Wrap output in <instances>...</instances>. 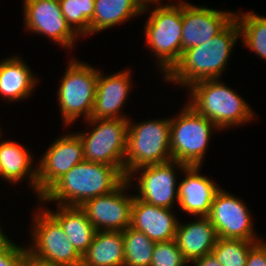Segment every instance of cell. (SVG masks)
Here are the masks:
<instances>
[{"mask_svg":"<svg viewBox=\"0 0 266 266\" xmlns=\"http://www.w3.org/2000/svg\"><path fill=\"white\" fill-rule=\"evenodd\" d=\"M74 58L68 60L56 92L63 127H70L80 116L90 119L96 94L99 69Z\"/></svg>","mask_w":266,"mask_h":266,"instance_id":"obj_6","label":"cell"},{"mask_svg":"<svg viewBox=\"0 0 266 266\" xmlns=\"http://www.w3.org/2000/svg\"><path fill=\"white\" fill-rule=\"evenodd\" d=\"M125 179L115 166L83 161L37 199L38 204L54 202L55 205L80 207L88 199L112 192Z\"/></svg>","mask_w":266,"mask_h":266,"instance_id":"obj_2","label":"cell"},{"mask_svg":"<svg viewBox=\"0 0 266 266\" xmlns=\"http://www.w3.org/2000/svg\"><path fill=\"white\" fill-rule=\"evenodd\" d=\"M63 16L70 27L82 37L90 36V21L95 10V0H58Z\"/></svg>","mask_w":266,"mask_h":266,"instance_id":"obj_27","label":"cell"},{"mask_svg":"<svg viewBox=\"0 0 266 266\" xmlns=\"http://www.w3.org/2000/svg\"><path fill=\"white\" fill-rule=\"evenodd\" d=\"M256 242L218 237L212 253L222 266H246L249 250Z\"/></svg>","mask_w":266,"mask_h":266,"instance_id":"obj_28","label":"cell"},{"mask_svg":"<svg viewBox=\"0 0 266 266\" xmlns=\"http://www.w3.org/2000/svg\"><path fill=\"white\" fill-rule=\"evenodd\" d=\"M122 235L125 253L124 266H150L156 242L130 226L122 231Z\"/></svg>","mask_w":266,"mask_h":266,"instance_id":"obj_26","label":"cell"},{"mask_svg":"<svg viewBox=\"0 0 266 266\" xmlns=\"http://www.w3.org/2000/svg\"><path fill=\"white\" fill-rule=\"evenodd\" d=\"M85 122L89 127L75 132L83 144L84 161L115 166L125 176L128 119H88Z\"/></svg>","mask_w":266,"mask_h":266,"instance_id":"obj_8","label":"cell"},{"mask_svg":"<svg viewBox=\"0 0 266 266\" xmlns=\"http://www.w3.org/2000/svg\"><path fill=\"white\" fill-rule=\"evenodd\" d=\"M66 134V135H65ZM56 138L37 162V198L40 199L73 166L84 161L83 144L75 132Z\"/></svg>","mask_w":266,"mask_h":266,"instance_id":"obj_13","label":"cell"},{"mask_svg":"<svg viewBox=\"0 0 266 266\" xmlns=\"http://www.w3.org/2000/svg\"><path fill=\"white\" fill-rule=\"evenodd\" d=\"M239 39L240 28L234 19L215 37L183 51L181 58L163 77V81L186 89L201 80L222 79Z\"/></svg>","mask_w":266,"mask_h":266,"instance_id":"obj_1","label":"cell"},{"mask_svg":"<svg viewBox=\"0 0 266 266\" xmlns=\"http://www.w3.org/2000/svg\"><path fill=\"white\" fill-rule=\"evenodd\" d=\"M235 19L240 28L241 46L246 45L257 57L266 61V17L251 10L236 12Z\"/></svg>","mask_w":266,"mask_h":266,"instance_id":"obj_25","label":"cell"},{"mask_svg":"<svg viewBox=\"0 0 266 266\" xmlns=\"http://www.w3.org/2000/svg\"><path fill=\"white\" fill-rule=\"evenodd\" d=\"M56 210L45 209L60 223L76 251L83 256L93 241L96 229L79 206L56 205Z\"/></svg>","mask_w":266,"mask_h":266,"instance_id":"obj_22","label":"cell"},{"mask_svg":"<svg viewBox=\"0 0 266 266\" xmlns=\"http://www.w3.org/2000/svg\"><path fill=\"white\" fill-rule=\"evenodd\" d=\"M22 266H59V265L35 256L33 253H31L28 250L27 245H25L24 260Z\"/></svg>","mask_w":266,"mask_h":266,"instance_id":"obj_32","label":"cell"},{"mask_svg":"<svg viewBox=\"0 0 266 266\" xmlns=\"http://www.w3.org/2000/svg\"><path fill=\"white\" fill-rule=\"evenodd\" d=\"M188 264L175 239L155 243L150 266H186Z\"/></svg>","mask_w":266,"mask_h":266,"instance_id":"obj_29","label":"cell"},{"mask_svg":"<svg viewBox=\"0 0 266 266\" xmlns=\"http://www.w3.org/2000/svg\"><path fill=\"white\" fill-rule=\"evenodd\" d=\"M246 203L223 187L216 193L211 210L207 216L216 229L217 235L225 239L261 241L264 237L257 235L255 221Z\"/></svg>","mask_w":266,"mask_h":266,"instance_id":"obj_12","label":"cell"},{"mask_svg":"<svg viewBox=\"0 0 266 266\" xmlns=\"http://www.w3.org/2000/svg\"><path fill=\"white\" fill-rule=\"evenodd\" d=\"M221 80L207 79L193 83L186 88V103L197 113L211 120L220 131L241 127L257 119L251 105Z\"/></svg>","mask_w":266,"mask_h":266,"instance_id":"obj_3","label":"cell"},{"mask_svg":"<svg viewBox=\"0 0 266 266\" xmlns=\"http://www.w3.org/2000/svg\"><path fill=\"white\" fill-rule=\"evenodd\" d=\"M130 71V72H129ZM131 70L123 69L110 75L99 70L96 94L90 119H129L122 112L132 91Z\"/></svg>","mask_w":266,"mask_h":266,"instance_id":"obj_16","label":"cell"},{"mask_svg":"<svg viewBox=\"0 0 266 266\" xmlns=\"http://www.w3.org/2000/svg\"><path fill=\"white\" fill-rule=\"evenodd\" d=\"M234 19L235 12L232 10L224 12L182 0V52L215 37Z\"/></svg>","mask_w":266,"mask_h":266,"instance_id":"obj_15","label":"cell"},{"mask_svg":"<svg viewBox=\"0 0 266 266\" xmlns=\"http://www.w3.org/2000/svg\"><path fill=\"white\" fill-rule=\"evenodd\" d=\"M0 133V178L10 184H18L24 179L37 197V162L32 150L23 144L2 139ZM36 162L35 166L34 163Z\"/></svg>","mask_w":266,"mask_h":266,"instance_id":"obj_19","label":"cell"},{"mask_svg":"<svg viewBox=\"0 0 266 266\" xmlns=\"http://www.w3.org/2000/svg\"><path fill=\"white\" fill-rule=\"evenodd\" d=\"M173 210L149 204L134 196L130 227L143 232L154 242L175 239L180 220Z\"/></svg>","mask_w":266,"mask_h":266,"instance_id":"obj_18","label":"cell"},{"mask_svg":"<svg viewBox=\"0 0 266 266\" xmlns=\"http://www.w3.org/2000/svg\"><path fill=\"white\" fill-rule=\"evenodd\" d=\"M22 10L23 28L30 34L47 36L67 51L81 38L67 23L58 0H23Z\"/></svg>","mask_w":266,"mask_h":266,"instance_id":"obj_11","label":"cell"},{"mask_svg":"<svg viewBox=\"0 0 266 266\" xmlns=\"http://www.w3.org/2000/svg\"><path fill=\"white\" fill-rule=\"evenodd\" d=\"M194 264V266H222L213 253L207 254L201 258L195 259L189 263V265Z\"/></svg>","mask_w":266,"mask_h":266,"instance_id":"obj_34","label":"cell"},{"mask_svg":"<svg viewBox=\"0 0 266 266\" xmlns=\"http://www.w3.org/2000/svg\"><path fill=\"white\" fill-rule=\"evenodd\" d=\"M132 187L125 179L112 192L88 199L80 206L97 231H124L130 226L135 195L128 191Z\"/></svg>","mask_w":266,"mask_h":266,"instance_id":"obj_14","label":"cell"},{"mask_svg":"<svg viewBox=\"0 0 266 266\" xmlns=\"http://www.w3.org/2000/svg\"><path fill=\"white\" fill-rule=\"evenodd\" d=\"M122 231H96L81 266H124Z\"/></svg>","mask_w":266,"mask_h":266,"instance_id":"obj_23","label":"cell"},{"mask_svg":"<svg viewBox=\"0 0 266 266\" xmlns=\"http://www.w3.org/2000/svg\"><path fill=\"white\" fill-rule=\"evenodd\" d=\"M159 119H147L139 123L128 119L125 177L139 167L172 160L170 116Z\"/></svg>","mask_w":266,"mask_h":266,"instance_id":"obj_7","label":"cell"},{"mask_svg":"<svg viewBox=\"0 0 266 266\" xmlns=\"http://www.w3.org/2000/svg\"><path fill=\"white\" fill-rule=\"evenodd\" d=\"M24 247L13 240L0 247V266H22Z\"/></svg>","mask_w":266,"mask_h":266,"instance_id":"obj_30","label":"cell"},{"mask_svg":"<svg viewBox=\"0 0 266 266\" xmlns=\"http://www.w3.org/2000/svg\"><path fill=\"white\" fill-rule=\"evenodd\" d=\"M186 167L187 165L183 163L171 160L161 164L139 167L132 171L126 179L130 185H135V189H137L135 196L138 199L158 207L173 209L175 203L179 204L177 175L180 172L182 174ZM133 182L137 184H132Z\"/></svg>","mask_w":266,"mask_h":266,"instance_id":"obj_10","label":"cell"},{"mask_svg":"<svg viewBox=\"0 0 266 266\" xmlns=\"http://www.w3.org/2000/svg\"><path fill=\"white\" fill-rule=\"evenodd\" d=\"M246 266H266V240L256 242L249 250Z\"/></svg>","mask_w":266,"mask_h":266,"instance_id":"obj_31","label":"cell"},{"mask_svg":"<svg viewBox=\"0 0 266 266\" xmlns=\"http://www.w3.org/2000/svg\"><path fill=\"white\" fill-rule=\"evenodd\" d=\"M202 166H187L178 185V208L194 217L208 216L212 202L221 186L207 175H201Z\"/></svg>","mask_w":266,"mask_h":266,"instance_id":"obj_17","label":"cell"},{"mask_svg":"<svg viewBox=\"0 0 266 266\" xmlns=\"http://www.w3.org/2000/svg\"><path fill=\"white\" fill-rule=\"evenodd\" d=\"M164 0H133L134 4L138 7V9L142 12V14L150 11L152 8L170 4L171 2L173 3L172 0H168L167 3H163ZM162 3V4H161ZM155 4V5H154ZM157 5V6H156ZM151 6V7H150Z\"/></svg>","mask_w":266,"mask_h":266,"instance_id":"obj_33","label":"cell"},{"mask_svg":"<svg viewBox=\"0 0 266 266\" xmlns=\"http://www.w3.org/2000/svg\"><path fill=\"white\" fill-rule=\"evenodd\" d=\"M35 74L22 57L0 60V99L17 103L33 95L40 81Z\"/></svg>","mask_w":266,"mask_h":266,"instance_id":"obj_20","label":"cell"},{"mask_svg":"<svg viewBox=\"0 0 266 266\" xmlns=\"http://www.w3.org/2000/svg\"><path fill=\"white\" fill-rule=\"evenodd\" d=\"M149 14L143 30L145 45L164 77L182 55V0L154 7Z\"/></svg>","mask_w":266,"mask_h":266,"instance_id":"obj_4","label":"cell"},{"mask_svg":"<svg viewBox=\"0 0 266 266\" xmlns=\"http://www.w3.org/2000/svg\"><path fill=\"white\" fill-rule=\"evenodd\" d=\"M32 212L28 250L35 256L59 266H81L82 256L68 240L60 223L43 207Z\"/></svg>","mask_w":266,"mask_h":266,"instance_id":"obj_9","label":"cell"},{"mask_svg":"<svg viewBox=\"0 0 266 266\" xmlns=\"http://www.w3.org/2000/svg\"><path fill=\"white\" fill-rule=\"evenodd\" d=\"M7 236L8 235H6L4 231H2V227L0 225V247L7 244L11 240V237L9 238Z\"/></svg>","mask_w":266,"mask_h":266,"instance_id":"obj_35","label":"cell"},{"mask_svg":"<svg viewBox=\"0 0 266 266\" xmlns=\"http://www.w3.org/2000/svg\"><path fill=\"white\" fill-rule=\"evenodd\" d=\"M138 15L143 14L133 0H95L90 36L126 23Z\"/></svg>","mask_w":266,"mask_h":266,"instance_id":"obj_24","label":"cell"},{"mask_svg":"<svg viewBox=\"0 0 266 266\" xmlns=\"http://www.w3.org/2000/svg\"><path fill=\"white\" fill-rule=\"evenodd\" d=\"M193 222H179L175 240L184 259L190 263L212 253L218 235L207 216L195 217Z\"/></svg>","mask_w":266,"mask_h":266,"instance_id":"obj_21","label":"cell"},{"mask_svg":"<svg viewBox=\"0 0 266 266\" xmlns=\"http://www.w3.org/2000/svg\"><path fill=\"white\" fill-rule=\"evenodd\" d=\"M181 111L170 116L172 160L187 166H203L213 132L219 128L185 102Z\"/></svg>","mask_w":266,"mask_h":266,"instance_id":"obj_5","label":"cell"}]
</instances>
